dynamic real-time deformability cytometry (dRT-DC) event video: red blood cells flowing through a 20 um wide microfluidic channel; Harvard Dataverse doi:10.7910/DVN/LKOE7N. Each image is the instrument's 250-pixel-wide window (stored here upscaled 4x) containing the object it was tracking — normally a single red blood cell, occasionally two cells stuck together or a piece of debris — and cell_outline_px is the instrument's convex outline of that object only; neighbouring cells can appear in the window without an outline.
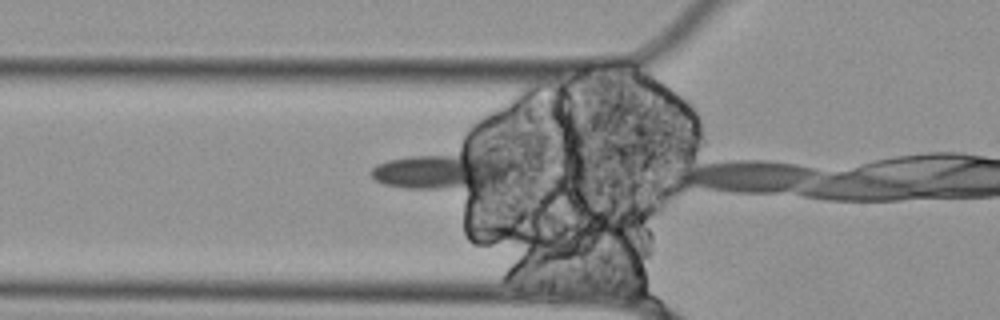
{"species": "Egyptian fruit bat (a non-hibernating species)", "species_latin": "Rousettus aegyptiacus", "temperature_condition": "cold", "stored_images_in_passage": 15, "camera_frame_rate_fps": 3000, "um_per_image_px": 0.085, "animal": {"sex": "female"}, "frame": {"image": 1, "passage_image": 12, "time_ms": 3.667, "image_size_px": [1000, 320], "cell_outline_px": [[508, 180], [440, 188], [404, 188], [384, 184], [376, 180], [372, 176], [372, 168], [376, 164], [388, 160], [464, 140], [500, 156], [508, 168]], "centroid_in_image_um": [37.63, 14.26], "position_along_channel_um": 88.2, "area_um2": 32.77}}